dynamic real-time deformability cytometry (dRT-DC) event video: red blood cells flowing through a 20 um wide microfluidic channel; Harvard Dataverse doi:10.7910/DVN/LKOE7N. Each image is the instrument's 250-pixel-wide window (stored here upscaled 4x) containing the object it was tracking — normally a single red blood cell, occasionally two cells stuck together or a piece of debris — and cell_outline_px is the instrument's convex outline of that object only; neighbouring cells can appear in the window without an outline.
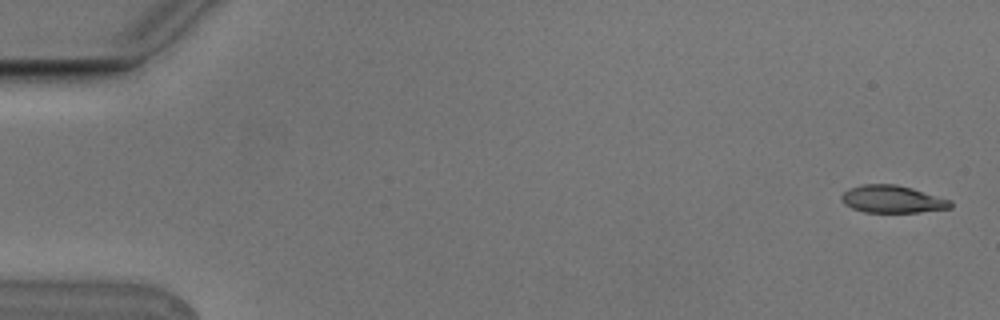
{"species": "Egyptian fruit bat (a non-hibernating species)", "species_latin": "Rousettus aegyptiacus", "temperature_condition": "cold", "stored_images_in_passage": 5, "camera_frame_rate_fps": 3000, "um_per_image_px": 0.085, "animal": {"sex": "male"}, "frame": {"image": 1, "passage_image": 1, "time_ms": 0.0, "image_size_px": [1000, 320], "cell_outline_px": [[952, 208], [920, 212], [864, 212], [852, 208], [844, 204], [840, 196], [848, 188], [864, 184], [896, 184], [912, 188], [952, 200]], "centroid_in_image_um": [75.86, 16.93], "position_along_channel_um": 9.1, "area_um2": 17.51}}
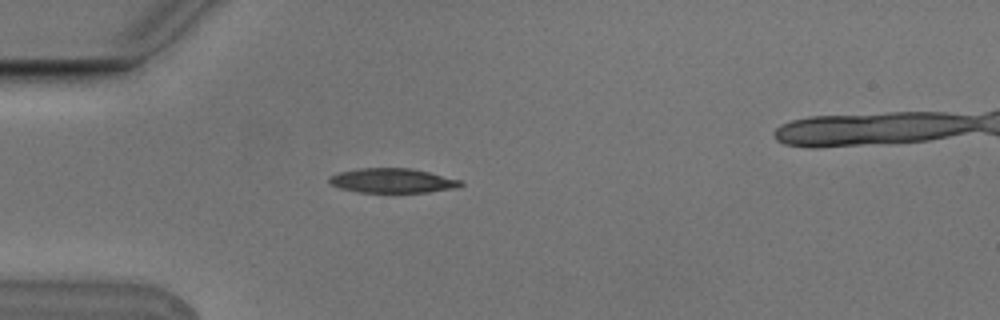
{"frame": {"image": 2, "passage_image": 5, "time_ms": 1.333, "image_size_px": [1000, 320], "cell_outline_px": [[464, 184], [456, 188], [428, 192], [360, 192], [340, 188], [332, 184], [328, 180], [328, 176], [340, 172], [360, 168], [412, 168], [460, 180]], "centroid_in_image_um": [33.35, 15.35], "position_along_channel_um": 51.7, "area_um2": 18.61}}